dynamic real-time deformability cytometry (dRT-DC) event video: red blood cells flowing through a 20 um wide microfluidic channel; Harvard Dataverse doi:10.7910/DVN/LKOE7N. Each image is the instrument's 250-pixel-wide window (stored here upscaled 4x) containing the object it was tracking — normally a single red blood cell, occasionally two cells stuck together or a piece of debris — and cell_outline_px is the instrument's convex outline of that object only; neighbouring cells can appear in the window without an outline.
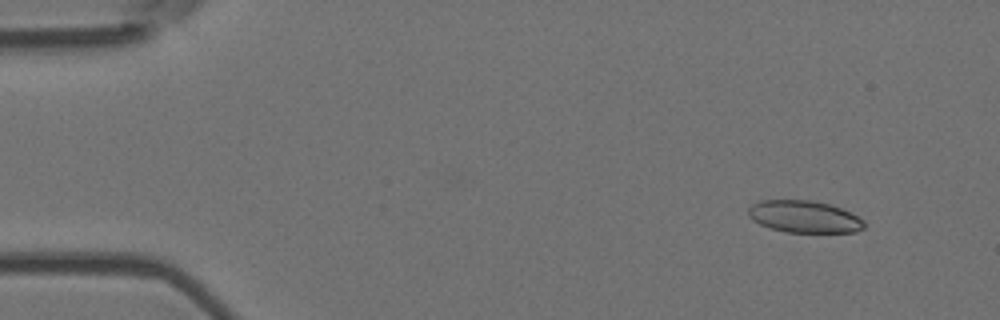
{"species": "Egyptian fruit bat (a non-hibernating species)", "species_latin": "Rousettus aegyptiacus", "temperature_condition": "room temperature", "stored_images_in_passage": 5, "camera_frame_rate_fps": 3000, "um_per_image_px": 0.085, "animal": {"sex": "female"}, "frame": {"image": 1, "passage_image": 2, "time_ms": 0.333, "image_size_px": [1000, 320], "cell_outline_px": [[864, 228], [856, 232], [784, 232], [768, 228], [752, 220], [748, 216], [748, 208], [752, 204], [760, 200], [812, 200], [828, 204], [840, 208], [864, 220]], "centroid_in_image_um": [68.31, 18.42], "position_along_channel_um": 16.7, "area_um2": 21.68}}
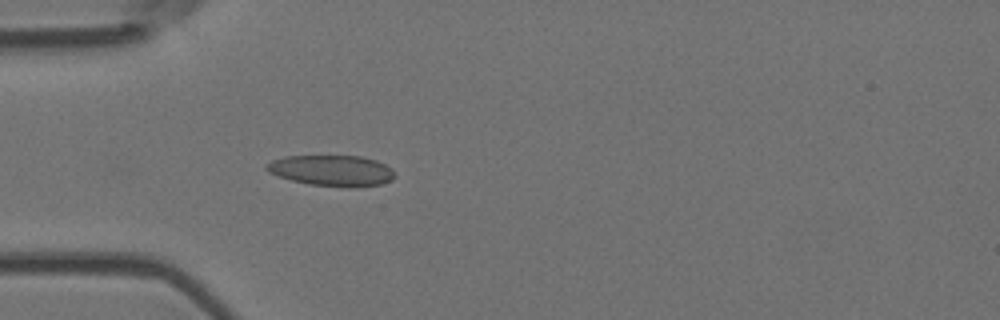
{"frame": {"image": 2, "passage_image": 5, "time_ms": 1.333, "image_size_px": [1000, 320], "cell_outline_px": [[396, 176], [392, 180], [380, 184], [356, 188], [348, 188], [308, 184], [292, 180], [268, 172], [264, 168], [264, 164], [272, 160], [284, 156], [360, 156], [376, 160], [392, 168]], "centroid_in_image_um": [28.21, 14.51], "position_along_channel_um": 56.8, "area_um2": 23.35}}